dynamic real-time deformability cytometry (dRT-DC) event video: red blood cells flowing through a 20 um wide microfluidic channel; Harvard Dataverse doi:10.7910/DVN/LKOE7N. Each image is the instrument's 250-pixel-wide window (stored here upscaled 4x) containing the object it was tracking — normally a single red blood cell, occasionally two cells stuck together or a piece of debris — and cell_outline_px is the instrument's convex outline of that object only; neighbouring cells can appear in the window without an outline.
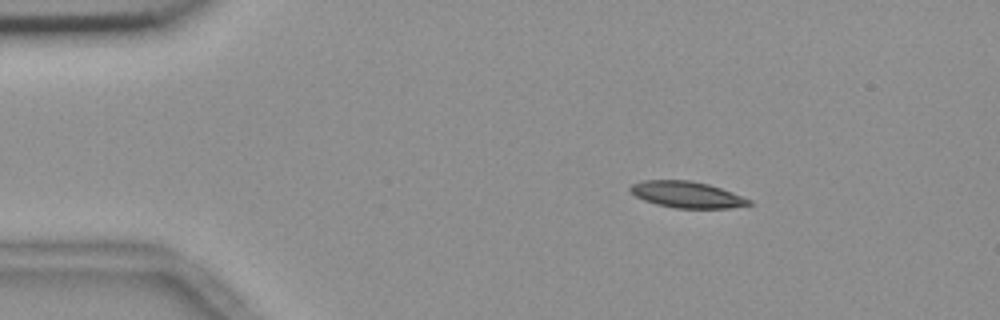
{"species": "common noctule bat (a hibernating species)", "species_latin": "Nyctalus noctula", "temperature_condition": "room temperature", "stored_images_in_passage": 47, "camera_frame_rate_fps": 3000, "um_per_image_px": 0.085, "animal": {"sex": "female", "body_mass_g": 18.4}, "frame": {"image": 1, "passage_image": 1, "time_ms": 0.0, "image_size_px": [1000, 320], "cell_outline_px": [[752, 204], [728, 208], [676, 208], [656, 204], [644, 200], [636, 196], [628, 188], [632, 184], [644, 180], [692, 180], [708, 184], [732, 192], [752, 200]], "centroid_in_image_um": [58.39, 16.54], "position_along_channel_um": 26.6, "area_um2": 18.15}}
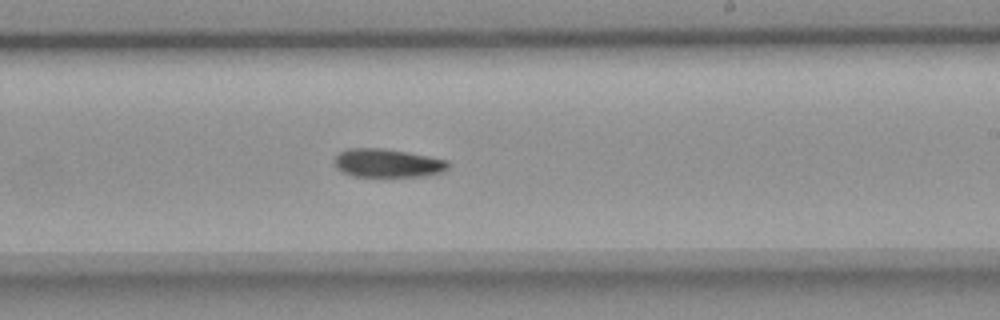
{"frame": {"image": 2, "passage_image": 25, "time_ms": 8.0, "image_size_px": [1000, 320], "cell_outline_px": [[452, 164], [448, 168], [440, 172], [420, 176], [352, 176], [340, 172], [336, 168], [332, 160], [340, 152], [348, 148], [380, 148], [408, 152], [448, 160]], "centroid_in_image_um": [32.9, 13.86], "position_along_channel_um": 256.1, "area_um2": 18.96}}
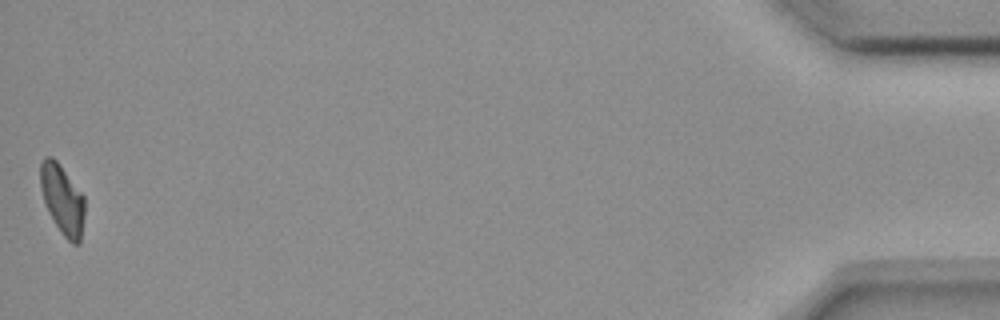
{"frame": {"image": 3, "passage_image": 47, "time_ms": 15.333, "image_size_px": [1000, 320], "cell_outline_px": [[84, 216], [80, 244], [72, 244], [60, 232], [48, 212], [40, 188], [40, 164], [44, 156], [52, 156], [60, 164], [84, 196]], "centroid_in_image_um": [5.29, 16.95], "position_along_channel_um": 429.9, "area_um2": 18.09}, "authors_computed_cell_mechanics": {"area_um2": 18.8428, "velocity_mm_per_s": 3.6738, "shape_relaxation_time_tau1_ms": 9.658, "shape_relaxation_time_tau2_ms": null, "deformation_change_tau1": 0.185, "deformation_change_tau2": null}}